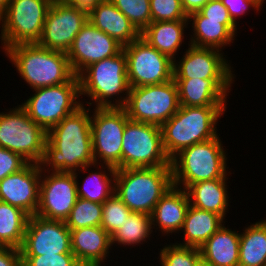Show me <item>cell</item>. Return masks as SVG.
I'll return each mask as SVG.
<instances>
[{
  "label": "cell",
  "mask_w": 266,
  "mask_h": 266,
  "mask_svg": "<svg viewBox=\"0 0 266 266\" xmlns=\"http://www.w3.org/2000/svg\"><path fill=\"white\" fill-rule=\"evenodd\" d=\"M85 104L47 132L43 171L74 172L94 164L91 111Z\"/></svg>",
  "instance_id": "1"
},
{
  "label": "cell",
  "mask_w": 266,
  "mask_h": 266,
  "mask_svg": "<svg viewBox=\"0 0 266 266\" xmlns=\"http://www.w3.org/2000/svg\"><path fill=\"white\" fill-rule=\"evenodd\" d=\"M4 53L33 90L63 84L75 76L66 52L31 43L11 46Z\"/></svg>",
  "instance_id": "2"
},
{
  "label": "cell",
  "mask_w": 266,
  "mask_h": 266,
  "mask_svg": "<svg viewBox=\"0 0 266 266\" xmlns=\"http://www.w3.org/2000/svg\"><path fill=\"white\" fill-rule=\"evenodd\" d=\"M80 96L90 100L88 107H123L130 85L127 77V59L124 51L90 64L79 75ZM117 96V98H116ZM113 99V100H112Z\"/></svg>",
  "instance_id": "3"
},
{
  "label": "cell",
  "mask_w": 266,
  "mask_h": 266,
  "mask_svg": "<svg viewBox=\"0 0 266 266\" xmlns=\"http://www.w3.org/2000/svg\"><path fill=\"white\" fill-rule=\"evenodd\" d=\"M226 109L227 107L180 106L161 126L163 147L170 160L193 144L217 137V123Z\"/></svg>",
  "instance_id": "4"
},
{
  "label": "cell",
  "mask_w": 266,
  "mask_h": 266,
  "mask_svg": "<svg viewBox=\"0 0 266 266\" xmlns=\"http://www.w3.org/2000/svg\"><path fill=\"white\" fill-rule=\"evenodd\" d=\"M219 136L193 144L171 159L174 186L186 190L193 183L229 178L232 172L228 170L227 151Z\"/></svg>",
  "instance_id": "5"
},
{
  "label": "cell",
  "mask_w": 266,
  "mask_h": 266,
  "mask_svg": "<svg viewBox=\"0 0 266 266\" xmlns=\"http://www.w3.org/2000/svg\"><path fill=\"white\" fill-rule=\"evenodd\" d=\"M172 186L171 166L116 169L115 194L132 212L151 215Z\"/></svg>",
  "instance_id": "6"
},
{
  "label": "cell",
  "mask_w": 266,
  "mask_h": 266,
  "mask_svg": "<svg viewBox=\"0 0 266 266\" xmlns=\"http://www.w3.org/2000/svg\"><path fill=\"white\" fill-rule=\"evenodd\" d=\"M33 92L35 93L24 100L21 106L46 132L85 104L80 98V81L77 75L66 83L37 88Z\"/></svg>",
  "instance_id": "7"
},
{
  "label": "cell",
  "mask_w": 266,
  "mask_h": 266,
  "mask_svg": "<svg viewBox=\"0 0 266 266\" xmlns=\"http://www.w3.org/2000/svg\"><path fill=\"white\" fill-rule=\"evenodd\" d=\"M53 0H10L0 16L1 49L17 44L37 43Z\"/></svg>",
  "instance_id": "8"
},
{
  "label": "cell",
  "mask_w": 266,
  "mask_h": 266,
  "mask_svg": "<svg viewBox=\"0 0 266 266\" xmlns=\"http://www.w3.org/2000/svg\"><path fill=\"white\" fill-rule=\"evenodd\" d=\"M0 113V147L20 154L29 163L40 164L44 157L47 132L17 105Z\"/></svg>",
  "instance_id": "9"
},
{
  "label": "cell",
  "mask_w": 266,
  "mask_h": 266,
  "mask_svg": "<svg viewBox=\"0 0 266 266\" xmlns=\"http://www.w3.org/2000/svg\"><path fill=\"white\" fill-rule=\"evenodd\" d=\"M123 108L132 121L162 126L180 108L175 80L130 88Z\"/></svg>",
  "instance_id": "10"
},
{
  "label": "cell",
  "mask_w": 266,
  "mask_h": 266,
  "mask_svg": "<svg viewBox=\"0 0 266 266\" xmlns=\"http://www.w3.org/2000/svg\"><path fill=\"white\" fill-rule=\"evenodd\" d=\"M171 166L162 140L161 126L129 120L122 142V169Z\"/></svg>",
  "instance_id": "11"
},
{
  "label": "cell",
  "mask_w": 266,
  "mask_h": 266,
  "mask_svg": "<svg viewBox=\"0 0 266 266\" xmlns=\"http://www.w3.org/2000/svg\"><path fill=\"white\" fill-rule=\"evenodd\" d=\"M91 115L94 163L122 169V142L130 120L123 107H95Z\"/></svg>",
  "instance_id": "12"
},
{
  "label": "cell",
  "mask_w": 266,
  "mask_h": 266,
  "mask_svg": "<svg viewBox=\"0 0 266 266\" xmlns=\"http://www.w3.org/2000/svg\"><path fill=\"white\" fill-rule=\"evenodd\" d=\"M130 88L155 85L173 79L174 61L139 37L123 47Z\"/></svg>",
  "instance_id": "13"
},
{
  "label": "cell",
  "mask_w": 266,
  "mask_h": 266,
  "mask_svg": "<svg viewBox=\"0 0 266 266\" xmlns=\"http://www.w3.org/2000/svg\"><path fill=\"white\" fill-rule=\"evenodd\" d=\"M87 20V10L53 1L48 9L43 32L37 44L50 50L67 53Z\"/></svg>",
  "instance_id": "14"
},
{
  "label": "cell",
  "mask_w": 266,
  "mask_h": 266,
  "mask_svg": "<svg viewBox=\"0 0 266 266\" xmlns=\"http://www.w3.org/2000/svg\"><path fill=\"white\" fill-rule=\"evenodd\" d=\"M77 199L74 172L42 170L39 205L35 215L50 220L65 221Z\"/></svg>",
  "instance_id": "15"
},
{
  "label": "cell",
  "mask_w": 266,
  "mask_h": 266,
  "mask_svg": "<svg viewBox=\"0 0 266 266\" xmlns=\"http://www.w3.org/2000/svg\"><path fill=\"white\" fill-rule=\"evenodd\" d=\"M20 251L21 256L73 254L70 230L65 221L29 216Z\"/></svg>",
  "instance_id": "16"
},
{
  "label": "cell",
  "mask_w": 266,
  "mask_h": 266,
  "mask_svg": "<svg viewBox=\"0 0 266 266\" xmlns=\"http://www.w3.org/2000/svg\"><path fill=\"white\" fill-rule=\"evenodd\" d=\"M187 48L181 59L174 60L173 79H235L224 51L189 44Z\"/></svg>",
  "instance_id": "17"
},
{
  "label": "cell",
  "mask_w": 266,
  "mask_h": 266,
  "mask_svg": "<svg viewBox=\"0 0 266 266\" xmlns=\"http://www.w3.org/2000/svg\"><path fill=\"white\" fill-rule=\"evenodd\" d=\"M122 50L121 44L87 20L74 38L67 57L78 76L90 64L113 57Z\"/></svg>",
  "instance_id": "18"
},
{
  "label": "cell",
  "mask_w": 266,
  "mask_h": 266,
  "mask_svg": "<svg viewBox=\"0 0 266 266\" xmlns=\"http://www.w3.org/2000/svg\"><path fill=\"white\" fill-rule=\"evenodd\" d=\"M40 164L28 163L20 171L0 181V201L18 207L29 216L36 214L39 205Z\"/></svg>",
  "instance_id": "19"
},
{
  "label": "cell",
  "mask_w": 266,
  "mask_h": 266,
  "mask_svg": "<svg viewBox=\"0 0 266 266\" xmlns=\"http://www.w3.org/2000/svg\"><path fill=\"white\" fill-rule=\"evenodd\" d=\"M174 80L178 88L180 106L195 107H227V96L235 82L234 79Z\"/></svg>",
  "instance_id": "20"
},
{
  "label": "cell",
  "mask_w": 266,
  "mask_h": 266,
  "mask_svg": "<svg viewBox=\"0 0 266 266\" xmlns=\"http://www.w3.org/2000/svg\"><path fill=\"white\" fill-rule=\"evenodd\" d=\"M70 233L72 253L82 266L107 265L105 260L112 251V242L101 226L82 227Z\"/></svg>",
  "instance_id": "21"
},
{
  "label": "cell",
  "mask_w": 266,
  "mask_h": 266,
  "mask_svg": "<svg viewBox=\"0 0 266 266\" xmlns=\"http://www.w3.org/2000/svg\"><path fill=\"white\" fill-rule=\"evenodd\" d=\"M190 205L185 189L172 186L155 205L151 214L152 228L160 231L164 237L180 233L185 220L187 209ZM157 227V228H156Z\"/></svg>",
  "instance_id": "22"
},
{
  "label": "cell",
  "mask_w": 266,
  "mask_h": 266,
  "mask_svg": "<svg viewBox=\"0 0 266 266\" xmlns=\"http://www.w3.org/2000/svg\"><path fill=\"white\" fill-rule=\"evenodd\" d=\"M88 20L123 47L140 37V32L110 0H104L90 9Z\"/></svg>",
  "instance_id": "23"
},
{
  "label": "cell",
  "mask_w": 266,
  "mask_h": 266,
  "mask_svg": "<svg viewBox=\"0 0 266 266\" xmlns=\"http://www.w3.org/2000/svg\"><path fill=\"white\" fill-rule=\"evenodd\" d=\"M92 167H95L96 170L90 171L89 168L92 169ZM87 171L89 174H86L87 176H84L85 178L83 177V183L80 182V185L78 175L81 173L85 174ZM74 175L76 178L78 198L103 204L112 194L115 193L116 168L113 166L94 163L74 171Z\"/></svg>",
  "instance_id": "24"
},
{
  "label": "cell",
  "mask_w": 266,
  "mask_h": 266,
  "mask_svg": "<svg viewBox=\"0 0 266 266\" xmlns=\"http://www.w3.org/2000/svg\"><path fill=\"white\" fill-rule=\"evenodd\" d=\"M227 181L228 178H221L191 184L186 189L190 205L225 219L230 207Z\"/></svg>",
  "instance_id": "25"
},
{
  "label": "cell",
  "mask_w": 266,
  "mask_h": 266,
  "mask_svg": "<svg viewBox=\"0 0 266 266\" xmlns=\"http://www.w3.org/2000/svg\"><path fill=\"white\" fill-rule=\"evenodd\" d=\"M240 233L221 226L200 248L201 258L213 266H239Z\"/></svg>",
  "instance_id": "26"
},
{
  "label": "cell",
  "mask_w": 266,
  "mask_h": 266,
  "mask_svg": "<svg viewBox=\"0 0 266 266\" xmlns=\"http://www.w3.org/2000/svg\"><path fill=\"white\" fill-rule=\"evenodd\" d=\"M188 26V20L151 22L140 33V37L174 61L184 43V31Z\"/></svg>",
  "instance_id": "27"
},
{
  "label": "cell",
  "mask_w": 266,
  "mask_h": 266,
  "mask_svg": "<svg viewBox=\"0 0 266 266\" xmlns=\"http://www.w3.org/2000/svg\"><path fill=\"white\" fill-rule=\"evenodd\" d=\"M223 217L201 210L189 205L181 232L183 241L176 242L181 246L201 248V246L223 225L225 221Z\"/></svg>",
  "instance_id": "28"
},
{
  "label": "cell",
  "mask_w": 266,
  "mask_h": 266,
  "mask_svg": "<svg viewBox=\"0 0 266 266\" xmlns=\"http://www.w3.org/2000/svg\"><path fill=\"white\" fill-rule=\"evenodd\" d=\"M188 24L191 25L189 45L195 47L216 48L223 51L231 46L236 36L224 25L222 20L208 19L200 12L188 16ZM226 46V47H225Z\"/></svg>",
  "instance_id": "29"
},
{
  "label": "cell",
  "mask_w": 266,
  "mask_h": 266,
  "mask_svg": "<svg viewBox=\"0 0 266 266\" xmlns=\"http://www.w3.org/2000/svg\"><path fill=\"white\" fill-rule=\"evenodd\" d=\"M240 232L239 266H266V219Z\"/></svg>",
  "instance_id": "30"
},
{
  "label": "cell",
  "mask_w": 266,
  "mask_h": 266,
  "mask_svg": "<svg viewBox=\"0 0 266 266\" xmlns=\"http://www.w3.org/2000/svg\"><path fill=\"white\" fill-rule=\"evenodd\" d=\"M29 215L22 209L0 201V247L23 245Z\"/></svg>",
  "instance_id": "31"
},
{
  "label": "cell",
  "mask_w": 266,
  "mask_h": 266,
  "mask_svg": "<svg viewBox=\"0 0 266 266\" xmlns=\"http://www.w3.org/2000/svg\"><path fill=\"white\" fill-rule=\"evenodd\" d=\"M153 233L151 215L132 212L122 226L111 236L112 247L131 246L135 248L147 243ZM148 239V241H146ZM114 245V246H113Z\"/></svg>",
  "instance_id": "32"
},
{
  "label": "cell",
  "mask_w": 266,
  "mask_h": 266,
  "mask_svg": "<svg viewBox=\"0 0 266 266\" xmlns=\"http://www.w3.org/2000/svg\"><path fill=\"white\" fill-rule=\"evenodd\" d=\"M102 204L78 198L65 224L69 230L82 227L101 226Z\"/></svg>",
  "instance_id": "33"
},
{
  "label": "cell",
  "mask_w": 266,
  "mask_h": 266,
  "mask_svg": "<svg viewBox=\"0 0 266 266\" xmlns=\"http://www.w3.org/2000/svg\"><path fill=\"white\" fill-rule=\"evenodd\" d=\"M159 250L157 259L160 266H196L201 259L200 248L170 243Z\"/></svg>",
  "instance_id": "34"
},
{
  "label": "cell",
  "mask_w": 266,
  "mask_h": 266,
  "mask_svg": "<svg viewBox=\"0 0 266 266\" xmlns=\"http://www.w3.org/2000/svg\"><path fill=\"white\" fill-rule=\"evenodd\" d=\"M132 211L114 193L102 204L101 227L112 236Z\"/></svg>",
  "instance_id": "35"
},
{
  "label": "cell",
  "mask_w": 266,
  "mask_h": 266,
  "mask_svg": "<svg viewBox=\"0 0 266 266\" xmlns=\"http://www.w3.org/2000/svg\"><path fill=\"white\" fill-rule=\"evenodd\" d=\"M141 33L151 23L150 0H110Z\"/></svg>",
  "instance_id": "36"
},
{
  "label": "cell",
  "mask_w": 266,
  "mask_h": 266,
  "mask_svg": "<svg viewBox=\"0 0 266 266\" xmlns=\"http://www.w3.org/2000/svg\"><path fill=\"white\" fill-rule=\"evenodd\" d=\"M151 22L188 20L181 0H150Z\"/></svg>",
  "instance_id": "37"
},
{
  "label": "cell",
  "mask_w": 266,
  "mask_h": 266,
  "mask_svg": "<svg viewBox=\"0 0 266 266\" xmlns=\"http://www.w3.org/2000/svg\"><path fill=\"white\" fill-rule=\"evenodd\" d=\"M22 266H82L74 254L21 256Z\"/></svg>",
  "instance_id": "38"
},
{
  "label": "cell",
  "mask_w": 266,
  "mask_h": 266,
  "mask_svg": "<svg viewBox=\"0 0 266 266\" xmlns=\"http://www.w3.org/2000/svg\"><path fill=\"white\" fill-rule=\"evenodd\" d=\"M199 12L208 19L222 20V24L237 37V29H239L237 26L239 24L236 25L233 22L221 0H210Z\"/></svg>",
  "instance_id": "39"
},
{
  "label": "cell",
  "mask_w": 266,
  "mask_h": 266,
  "mask_svg": "<svg viewBox=\"0 0 266 266\" xmlns=\"http://www.w3.org/2000/svg\"><path fill=\"white\" fill-rule=\"evenodd\" d=\"M29 162L20 154L0 147V181L24 168Z\"/></svg>",
  "instance_id": "40"
},
{
  "label": "cell",
  "mask_w": 266,
  "mask_h": 266,
  "mask_svg": "<svg viewBox=\"0 0 266 266\" xmlns=\"http://www.w3.org/2000/svg\"><path fill=\"white\" fill-rule=\"evenodd\" d=\"M221 2L227 8L231 19L236 25L239 23L236 21L237 18L239 19V16L246 14L249 9L251 10L252 8V10H256V12L262 10V8L252 0H221Z\"/></svg>",
  "instance_id": "41"
},
{
  "label": "cell",
  "mask_w": 266,
  "mask_h": 266,
  "mask_svg": "<svg viewBox=\"0 0 266 266\" xmlns=\"http://www.w3.org/2000/svg\"><path fill=\"white\" fill-rule=\"evenodd\" d=\"M0 266H22L20 249L0 247Z\"/></svg>",
  "instance_id": "42"
},
{
  "label": "cell",
  "mask_w": 266,
  "mask_h": 266,
  "mask_svg": "<svg viewBox=\"0 0 266 266\" xmlns=\"http://www.w3.org/2000/svg\"><path fill=\"white\" fill-rule=\"evenodd\" d=\"M210 0H181L184 11L187 16L199 12Z\"/></svg>",
  "instance_id": "43"
},
{
  "label": "cell",
  "mask_w": 266,
  "mask_h": 266,
  "mask_svg": "<svg viewBox=\"0 0 266 266\" xmlns=\"http://www.w3.org/2000/svg\"><path fill=\"white\" fill-rule=\"evenodd\" d=\"M53 1L62 2L65 4H69V5H75L79 8L89 11L94 6H96L98 3L104 0H53Z\"/></svg>",
  "instance_id": "44"
},
{
  "label": "cell",
  "mask_w": 266,
  "mask_h": 266,
  "mask_svg": "<svg viewBox=\"0 0 266 266\" xmlns=\"http://www.w3.org/2000/svg\"><path fill=\"white\" fill-rule=\"evenodd\" d=\"M10 0H0V16L5 12Z\"/></svg>",
  "instance_id": "45"
},
{
  "label": "cell",
  "mask_w": 266,
  "mask_h": 266,
  "mask_svg": "<svg viewBox=\"0 0 266 266\" xmlns=\"http://www.w3.org/2000/svg\"><path fill=\"white\" fill-rule=\"evenodd\" d=\"M196 266H213L210 263L204 261L202 258L199 260Z\"/></svg>",
  "instance_id": "46"
},
{
  "label": "cell",
  "mask_w": 266,
  "mask_h": 266,
  "mask_svg": "<svg viewBox=\"0 0 266 266\" xmlns=\"http://www.w3.org/2000/svg\"><path fill=\"white\" fill-rule=\"evenodd\" d=\"M255 1L261 8L263 6V3H265V0H252Z\"/></svg>",
  "instance_id": "47"
}]
</instances>
